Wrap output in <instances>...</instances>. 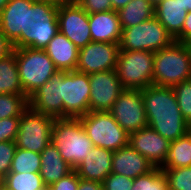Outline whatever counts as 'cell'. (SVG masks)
<instances>
[{
	"mask_svg": "<svg viewBox=\"0 0 191 190\" xmlns=\"http://www.w3.org/2000/svg\"><path fill=\"white\" fill-rule=\"evenodd\" d=\"M62 72H58L28 97V107L53 118H63Z\"/></svg>",
	"mask_w": 191,
	"mask_h": 190,
	"instance_id": "obj_15",
	"label": "cell"
},
{
	"mask_svg": "<svg viewBox=\"0 0 191 190\" xmlns=\"http://www.w3.org/2000/svg\"><path fill=\"white\" fill-rule=\"evenodd\" d=\"M19 128V117L0 119V142L15 141Z\"/></svg>",
	"mask_w": 191,
	"mask_h": 190,
	"instance_id": "obj_35",
	"label": "cell"
},
{
	"mask_svg": "<svg viewBox=\"0 0 191 190\" xmlns=\"http://www.w3.org/2000/svg\"><path fill=\"white\" fill-rule=\"evenodd\" d=\"M154 52L120 50L116 72L124 89H145L152 85Z\"/></svg>",
	"mask_w": 191,
	"mask_h": 190,
	"instance_id": "obj_8",
	"label": "cell"
},
{
	"mask_svg": "<svg viewBox=\"0 0 191 190\" xmlns=\"http://www.w3.org/2000/svg\"><path fill=\"white\" fill-rule=\"evenodd\" d=\"M0 94H24L20 83L15 48L0 58Z\"/></svg>",
	"mask_w": 191,
	"mask_h": 190,
	"instance_id": "obj_25",
	"label": "cell"
},
{
	"mask_svg": "<svg viewBox=\"0 0 191 190\" xmlns=\"http://www.w3.org/2000/svg\"><path fill=\"white\" fill-rule=\"evenodd\" d=\"M89 111H109L124 90L115 69L89 74Z\"/></svg>",
	"mask_w": 191,
	"mask_h": 190,
	"instance_id": "obj_14",
	"label": "cell"
},
{
	"mask_svg": "<svg viewBox=\"0 0 191 190\" xmlns=\"http://www.w3.org/2000/svg\"><path fill=\"white\" fill-rule=\"evenodd\" d=\"M113 153L112 150L94 146L74 170L82 179L102 183L112 171Z\"/></svg>",
	"mask_w": 191,
	"mask_h": 190,
	"instance_id": "obj_18",
	"label": "cell"
},
{
	"mask_svg": "<svg viewBox=\"0 0 191 190\" xmlns=\"http://www.w3.org/2000/svg\"><path fill=\"white\" fill-rule=\"evenodd\" d=\"M77 190H104L102 183L80 178Z\"/></svg>",
	"mask_w": 191,
	"mask_h": 190,
	"instance_id": "obj_40",
	"label": "cell"
},
{
	"mask_svg": "<svg viewBox=\"0 0 191 190\" xmlns=\"http://www.w3.org/2000/svg\"><path fill=\"white\" fill-rule=\"evenodd\" d=\"M187 10L181 0H159L155 3V17L175 39L182 31Z\"/></svg>",
	"mask_w": 191,
	"mask_h": 190,
	"instance_id": "obj_23",
	"label": "cell"
},
{
	"mask_svg": "<svg viewBox=\"0 0 191 190\" xmlns=\"http://www.w3.org/2000/svg\"><path fill=\"white\" fill-rule=\"evenodd\" d=\"M184 120L191 124V79L173 87Z\"/></svg>",
	"mask_w": 191,
	"mask_h": 190,
	"instance_id": "obj_32",
	"label": "cell"
},
{
	"mask_svg": "<svg viewBox=\"0 0 191 190\" xmlns=\"http://www.w3.org/2000/svg\"><path fill=\"white\" fill-rule=\"evenodd\" d=\"M155 4L151 0H131L117 11L121 28H129L155 16Z\"/></svg>",
	"mask_w": 191,
	"mask_h": 190,
	"instance_id": "obj_24",
	"label": "cell"
},
{
	"mask_svg": "<svg viewBox=\"0 0 191 190\" xmlns=\"http://www.w3.org/2000/svg\"><path fill=\"white\" fill-rule=\"evenodd\" d=\"M134 179L110 173L102 182L104 190H131Z\"/></svg>",
	"mask_w": 191,
	"mask_h": 190,
	"instance_id": "obj_34",
	"label": "cell"
},
{
	"mask_svg": "<svg viewBox=\"0 0 191 190\" xmlns=\"http://www.w3.org/2000/svg\"><path fill=\"white\" fill-rule=\"evenodd\" d=\"M92 42L119 44L122 28L117 11L89 14Z\"/></svg>",
	"mask_w": 191,
	"mask_h": 190,
	"instance_id": "obj_19",
	"label": "cell"
},
{
	"mask_svg": "<svg viewBox=\"0 0 191 190\" xmlns=\"http://www.w3.org/2000/svg\"><path fill=\"white\" fill-rule=\"evenodd\" d=\"M109 112L128 134L148 126L141 90L124 89Z\"/></svg>",
	"mask_w": 191,
	"mask_h": 190,
	"instance_id": "obj_11",
	"label": "cell"
},
{
	"mask_svg": "<svg viewBox=\"0 0 191 190\" xmlns=\"http://www.w3.org/2000/svg\"><path fill=\"white\" fill-rule=\"evenodd\" d=\"M45 190H52L50 186L46 187Z\"/></svg>",
	"mask_w": 191,
	"mask_h": 190,
	"instance_id": "obj_47",
	"label": "cell"
},
{
	"mask_svg": "<svg viewBox=\"0 0 191 190\" xmlns=\"http://www.w3.org/2000/svg\"><path fill=\"white\" fill-rule=\"evenodd\" d=\"M10 0H0V12L3 10V8L6 6V4L9 2Z\"/></svg>",
	"mask_w": 191,
	"mask_h": 190,
	"instance_id": "obj_44",
	"label": "cell"
},
{
	"mask_svg": "<svg viewBox=\"0 0 191 190\" xmlns=\"http://www.w3.org/2000/svg\"><path fill=\"white\" fill-rule=\"evenodd\" d=\"M131 0H111L112 8L114 11H118L127 5Z\"/></svg>",
	"mask_w": 191,
	"mask_h": 190,
	"instance_id": "obj_41",
	"label": "cell"
},
{
	"mask_svg": "<svg viewBox=\"0 0 191 190\" xmlns=\"http://www.w3.org/2000/svg\"><path fill=\"white\" fill-rule=\"evenodd\" d=\"M80 177L78 173L73 170L66 177L61 178L58 182L53 183L50 187L52 190H77Z\"/></svg>",
	"mask_w": 191,
	"mask_h": 190,
	"instance_id": "obj_37",
	"label": "cell"
},
{
	"mask_svg": "<svg viewBox=\"0 0 191 190\" xmlns=\"http://www.w3.org/2000/svg\"><path fill=\"white\" fill-rule=\"evenodd\" d=\"M16 149L15 141L0 142V175L2 177H5L10 172Z\"/></svg>",
	"mask_w": 191,
	"mask_h": 190,
	"instance_id": "obj_33",
	"label": "cell"
},
{
	"mask_svg": "<svg viewBox=\"0 0 191 190\" xmlns=\"http://www.w3.org/2000/svg\"><path fill=\"white\" fill-rule=\"evenodd\" d=\"M174 40L183 43L191 42V11L187 12L186 19L183 24V29Z\"/></svg>",
	"mask_w": 191,
	"mask_h": 190,
	"instance_id": "obj_38",
	"label": "cell"
},
{
	"mask_svg": "<svg viewBox=\"0 0 191 190\" xmlns=\"http://www.w3.org/2000/svg\"><path fill=\"white\" fill-rule=\"evenodd\" d=\"M54 120L52 116L41 114L28 107L19 117L16 147L41 153L51 143Z\"/></svg>",
	"mask_w": 191,
	"mask_h": 190,
	"instance_id": "obj_9",
	"label": "cell"
},
{
	"mask_svg": "<svg viewBox=\"0 0 191 190\" xmlns=\"http://www.w3.org/2000/svg\"><path fill=\"white\" fill-rule=\"evenodd\" d=\"M15 54L20 83L27 97L59 72L45 50L18 48Z\"/></svg>",
	"mask_w": 191,
	"mask_h": 190,
	"instance_id": "obj_5",
	"label": "cell"
},
{
	"mask_svg": "<svg viewBox=\"0 0 191 190\" xmlns=\"http://www.w3.org/2000/svg\"><path fill=\"white\" fill-rule=\"evenodd\" d=\"M28 108L25 94H0V119L20 117Z\"/></svg>",
	"mask_w": 191,
	"mask_h": 190,
	"instance_id": "obj_29",
	"label": "cell"
},
{
	"mask_svg": "<svg viewBox=\"0 0 191 190\" xmlns=\"http://www.w3.org/2000/svg\"><path fill=\"white\" fill-rule=\"evenodd\" d=\"M188 79H191L189 43L174 40L169 46L154 52L153 85L173 88Z\"/></svg>",
	"mask_w": 191,
	"mask_h": 190,
	"instance_id": "obj_3",
	"label": "cell"
},
{
	"mask_svg": "<svg viewBox=\"0 0 191 190\" xmlns=\"http://www.w3.org/2000/svg\"><path fill=\"white\" fill-rule=\"evenodd\" d=\"M174 38L154 16L142 23L122 29L120 50L156 52L169 46Z\"/></svg>",
	"mask_w": 191,
	"mask_h": 190,
	"instance_id": "obj_7",
	"label": "cell"
},
{
	"mask_svg": "<svg viewBox=\"0 0 191 190\" xmlns=\"http://www.w3.org/2000/svg\"><path fill=\"white\" fill-rule=\"evenodd\" d=\"M12 43L6 38L4 33L0 30V58L7 56L13 51Z\"/></svg>",
	"mask_w": 191,
	"mask_h": 190,
	"instance_id": "obj_39",
	"label": "cell"
},
{
	"mask_svg": "<svg viewBox=\"0 0 191 190\" xmlns=\"http://www.w3.org/2000/svg\"><path fill=\"white\" fill-rule=\"evenodd\" d=\"M141 91L149 127L170 142L188 132L173 88L152 84Z\"/></svg>",
	"mask_w": 191,
	"mask_h": 190,
	"instance_id": "obj_1",
	"label": "cell"
},
{
	"mask_svg": "<svg viewBox=\"0 0 191 190\" xmlns=\"http://www.w3.org/2000/svg\"><path fill=\"white\" fill-rule=\"evenodd\" d=\"M59 72L76 71L79 49L58 32L44 49Z\"/></svg>",
	"mask_w": 191,
	"mask_h": 190,
	"instance_id": "obj_20",
	"label": "cell"
},
{
	"mask_svg": "<svg viewBox=\"0 0 191 190\" xmlns=\"http://www.w3.org/2000/svg\"><path fill=\"white\" fill-rule=\"evenodd\" d=\"M41 155L33 151L17 148L11 163L10 172H40Z\"/></svg>",
	"mask_w": 191,
	"mask_h": 190,
	"instance_id": "obj_28",
	"label": "cell"
},
{
	"mask_svg": "<svg viewBox=\"0 0 191 190\" xmlns=\"http://www.w3.org/2000/svg\"><path fill=\"white\" fill-rule=\"evenodd\" d=\"M162 171L167 177L169 190H191V166Z\"/></svg>",
	"mask_w": 191,
	"mask_h": 190,
	"instance_id": "obj_31",
	"label": "cell"
},
{
	"mask_svg": "<svg viewBox=\"0 0 191 190\" xmlns=\"http://www.w3.org/2000/svg\"><path fill=\"white\" fill-rule=\"evenodd\" d=\"M3 186L7 190H45L46 188L39 172H9L3 179Z\"/></svg>",
	"mask_w": 191,
	"mask_h": 190,
	"instance_id": "obj_27",
	"label": "cell"
},
{
	"mask_svg": "<svg viewBox=\"0 0 191 190\" xmlns=\"http://www.w3.org/2000/svg\"><path fill=\"white\" fill-rule=\"evenodd\" d=\"M24 0H10L0 12V30L12 43L13 48H21Z\"/></svg>",
	"mask_w": 191,
	"mask_h": 190,
	"instance_id": "obj_21",
	"label": "cell"
},
{
	"mask_svg": "<svg viewBox=\"0 0 191 190\" xmlns=\"http://www.w3.org/2000/svg\"><path fill=\"white\" fill-rule=\"evenodd\" d=\"M34 1L49 2V3H53L54 5H57V6L74 3L73 0H34Z\"/></svg>",
	"mask_w": 191,
	"mask_h": 190,
	"instance_id": "obj_42",
	"label": "cell"
},
{
	"mask_svg": "<svg viewBox=\"0 0 191 190\" xmlns=\"http://www.w3.org/2000/svg\"><path fill=\"white\" fill-rule=\"evenodd\" d=\"M3 179H4V177H2L0 175V190H2V188H3Z\"/></svg>",
	"mask_w": 191,
	"mask_h": 190,
	"instance_id": "obj_45",
	"label": "cell"
},
{
	"mask_svg": "<svg viewBox=\"0 0 191 190\" xmlns=\"http://www.w3.org/2000/svg\"><path fill=\"white\" fill-rule=\"evenodd\" d=\"M59 32L65 35L78 49L92 42L89 14L76 2L58 6Z\"/></svg>",
	"mask_w": 191,
	"mask_h": 190,
	"instance_id": "obj_12",
	"label": "cell"
},
{
	"mask_svg": "<svg viewBox=\"0 0 191 190\" xmlns=\"http://www.w3.org/2000/svg\"><path fill=\"white\" fill-rule=\"evenodd\" d=\"M119 51L117 43L90 42L79 49L76 71L92 74L116 69Z\"/></svg>",
	"mask_w": 191,
	"mask_h": 190,
	"instance_id": "obj_13",
	"label": "cell"
},
{
	"mask_svg": "<svg viewBox=\"0 0 191 190\" xmlns=\"http://www.w3.org/2000/svg\"><path fill=\"white\" fill-rule=\"evenodd\" d=\"M76 3L88 14L113 10L111 0H77Z\"/></svg>",
	"mask_w": 191,
	"mask_h": 190,
	"instance_id": "obj_36",
	"label": "cell"
},
{
	"mask_svg": "<svg viewBox=\"0 0 191 190\" xmlns=\"http://www.w3.org/2000/svg\"><path fill=\"white\" fill-rule=\"evenodd\" d=\"M188 133H189L190 136H191V124H189V127H188Z\"/></svg>",
	"mask_w": 191,
	"mask_h": 190,
	"instance_id": "obj_46",
	"label": "cell"
},
{
	"mask_svg": "<svg viewBox=\"0 0 191 190\" xmlns=\"http://www.w3.org/2000/svg\"><path fill=\"white\" fill-rule=\"evenodd\" d=\"M131 190H169L168 180L162 169L155 167L149 173L134 179Z\"/></svg>",
	"mask_w": 191,
	"mask_h": 190,
	"instance_id": "obj_30",
	"label": "cell"
},
{
	"mask_svg": "<svg viewBox=\"0 0 191 190\" xmlns=\"http://www.w3.org/2000/svg\"><path fill=\"white\" fill-rule=\"evenodd\" d=\"M112 173L136 179L152 171L154 165L129 144L114 151L112 156Z\"/></svg>",
	"mask_w": 191,
	"mask_h": 190,
	"instance_id": "obj_17",
	"label": "cell"
},
{
	"mask_svg": "<svg viewBox=\"0 0 191 190\" xmlns=\"http://www.w3.org/2000/svg\"><path fill=\"white\" fill-rule=\"evenodd\" d=\"M58 6L49 2L24 0L21 48L44 50L59 32Z\"/></svg>",
	"mask_w": 191,
	"mask_h": 190,
	"instance_id": "obj_2",
	"label": "cell"
},
{
	"mask_svg": "<svg viewBox=\"0 0 191 190\" xmlns=\"http://www.w3.org/2000/svg\"><path fill=\"white\" fill-rule=\"evenodd\" d=\"M154 4L157 2V1H159V0H151Z\"/></svg>",
	"mask_w": 191,
	"mask_h": 190,
	"instance_id": "obj_48",
	"label": "cell"
},
{
	"mask_svg": "<svg viewBox=\"0 0 191 190\" xmlns=\"http://www.w3.org/2000/svg\"><path fill=\"white\" fill-rule=\"evenodd\" d=\"M79 119L94 146L116 151L128 145L129 134L109 111H89Z\"/></svg>",
	"mask_w": 191,
	"mask_h": 190,
	"instance_id": "obj_6",
	"label": "cell"
},
{
	"mask_svg": "<svg viewBox=\"0 0 191 190\" xmlns=\"http://www.w3.org/2000/svg\"><path fill=\"white\" fill-rule=\"evenodd\" d=\"M63 118H79L89 112V74L62 72Z\"/></svg>",
	"mask_w": 191,
	"mask_h": 190,
	"instance_id": "obj_10",
	"label": "cell"
},
{
	"mask_svg": "<svg viewBox=\"0 0 191 190\" xmlns=\"http://www.w3.org/2000/svg\"><path fill=\"white\" fill-rule=\"evenodd\" d=\"M170 143L149 126L129 134L128 140L132 148L160 168L167 159Z\"/></svg>",
	"mask_w": 191,
	"mask_h": 190,
	"instance_id": "obj_16",
	"label": "cell"
},
{
	"mask_svg": "<svg viewBox=\"0 0 191 190\" xmlns=\"http://www.w3.org/2000/svg\"><path fill=\"white\" fill-rule=\"evenodd\" d=\"M181 3L187 11H191V0H181Z\"/></svg>",
	"mask_w": 191,
	"mask_h": 190,
	"instance_id": "obj_43",
	"label": "cell"
},
{
	"mask_svg": "<svg viewBox=\"0 0 191 190\" xmlns=\"http://www.w3.org/2000/svg\"><path fill=\"white\" fill-rule=\"evenodd\" d=\"M187 166H191V136L188 132L170 143L167 159L161 169Z\"/></svg>",
	"mask_w": 191,
	"mask_h": 190,
	"instance_id": "obj_26",
	"label": "cell"
},
{
	"mask_svg": "<svg viewBox=\"0 0 191 190\" xmlns=\"http://www.w3.org/2000/svg\"><path fill=\"white\" fill-rule=\"evenodd\" d=\"M40 176L46 187L66 177L74 169L61 157L56 146L51 142L41 153Z\"/></svg>",
	"mask_w": 191,
	"mask_h": 190,
	"instance_id": "obj_22",
	"label": "cell"
},
{
	"mask_svg": "<svg viewBox=\"0 0 191 190\" xmlns=\"http://www.w3.org/2000/svg\"><path fill=\"white\" fill-rule=\"evenodd\" d=\"M51 142L73 169L94 147L79 118H56L51 130Z\"/></svg>",
	"mask_w": 191,
	"mask_h": 190,
	"instance_id": "obj_4",
	"label": "cell"
}]
</instances>
